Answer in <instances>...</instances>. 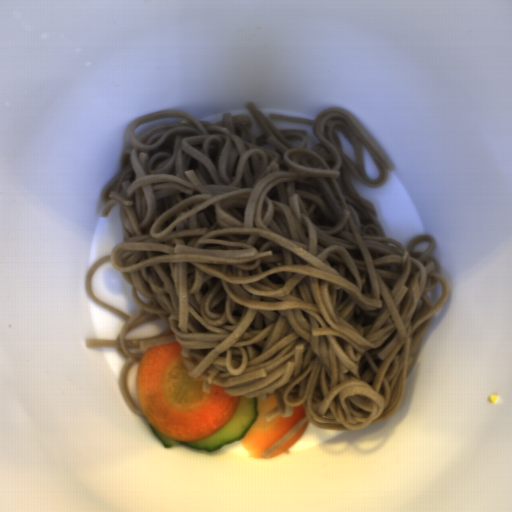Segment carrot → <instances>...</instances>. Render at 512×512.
<instances>
[{"label": "carrot", "instance_id": "1", "mask_svg": "<svg viewBox=\"0 0 512 512\" xmlns=\"http://www.w3.org/2000/svg\"><path fill=\"white\" fill-rule=\"evenodd\" d=\"M192 378L182 360V346H151L136 366V397L144 417L164 435L183 442L199 441L229 423L242 396Z\"/></svg>", "mask_w": 512, "mask_h": 512}, {"label": "carrot", "instance_id": "2", "mask_svg": "<svg viewBox=\"0 0 512 512\" xmlns=\"http://www.w3.org/2000/svg\"><path fill=\"white\" fill-rule=\"evenodd\" d=\"M278 405L275 394H267L265 400H262L260 396L257 399V419L250 425L243 438L240 439L242 446L253 458L266 460L277 457L282 453L290 452L289 448L294 446L295 442L301 438L309 425V421L305 422L279 448L274 449L270 454H265L266 449L306 419L304 405H301L293 407L290 417H284L278 413L271 421H268L266 414Z\"/></svg>", "mask_w": 512, "mask_h": 512}]
</instances>
